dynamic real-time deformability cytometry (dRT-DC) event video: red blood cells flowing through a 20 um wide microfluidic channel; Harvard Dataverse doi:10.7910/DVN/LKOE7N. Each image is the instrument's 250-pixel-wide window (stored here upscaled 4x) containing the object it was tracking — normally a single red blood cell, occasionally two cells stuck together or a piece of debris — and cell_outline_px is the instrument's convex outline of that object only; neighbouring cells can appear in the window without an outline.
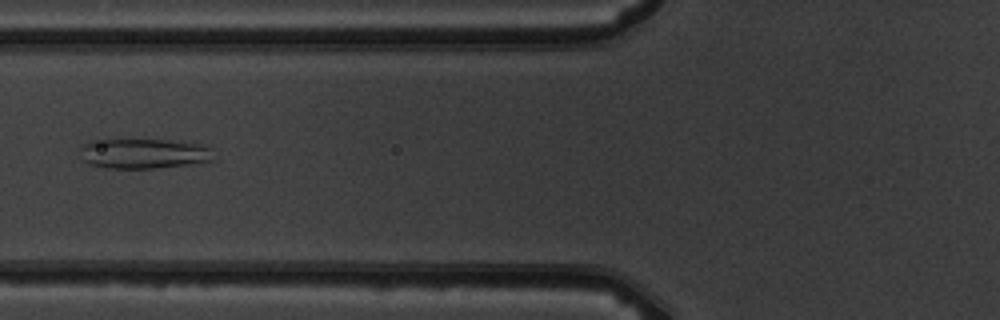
{"species": "common noctule bat (a hibernating species)", "species_latin": "Nyctalus noctula", "temperature_condition": "warm", "stored_images_in_passage": 3, "camera_frame_rate_fps": 3000, "um_per_image_px": 0.085, "animal": {"sex": "male", "body_mass_g": 19.5, "forearm_length_mm": 54.6}, "frame": {"image": 1, "passage_image": 3, "time_ms": 2.333, "image_size_px": [1000, 320], "cell_outline_px": [[212, 160], [184, 164], [152, 168], [108, 168], [88, 164], [84, 160], [80, 148], [80, 144], [88, 140], [100, 136], [164, 140], [208, 144], [212, 148]], "centroid_in_image_um": [12.09, 12.98], "position_along_channel_um": 113.7, "area_um2": 24.33}}